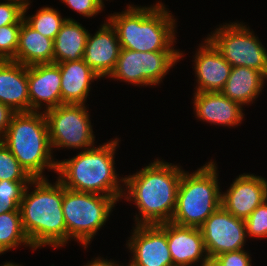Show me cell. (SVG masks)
Returning a JSON list of instances; mask_svg holds the SVG:
<instances>
[{
  "label": "cell",
  "mask_w": 267,
  "mask_h": 266,
  "mask_svg": "<svg viewBox=\"0 0 267 266\" xmlns=\"http://www.w3.org/2000/svg\"><path fill=\"white\" fill-rule=\"evenodd\" d=\"M22 23L0 27V60H14Z\"/></svg>",
  "instance_id": "obj_27"
},
{
  "label": "cell",
  "mask_w": 267,
  "mask_h": 266,
  "mask_svg": "<svg viewBox=\"0 0 267 266\" xmlns=\"http://www.w3.org/2000/svg\"><path fill=\"white\" fill-rule=\"evenodd\" d=\"M200 229L208 256L242 250L247 241L245 221L222 206L205 220Z\"/></svg>",
  "instance_id": "obj_11"
},
{
  "label": "cell",
  "mask_w": 267,
  "mask_h": 266,
  "mask_svg": "<svg viewBox=\"0 0 267 266\" xmlns=\"http://www.w3.org/2000/svg\"><path fill=\"white\" fill-rule=\"evenodd\" d=\"M116 200L111 196L74 191L63 186L62 211L67 228V243L77 240L87 248L105 225Z\"/></svg>",
  "instance_id": "obj_7"
},
{
  "label": "cell",
  "mask_w": 267,
  "mask_h": 266,
  "mask_svg": "<svg viewBox=\"0 0 267 266\" xmlns=\"http://www.w3.org/2000/svg\"><path fill=\"white\" fill-rule=\"evenodd\" d=\"M32 181L11 151L0 140V181Z\"/></svg>",
  "instance_id": "obj_26"
},
{
  "label": "cell",
  "mask_w": 267,
  "mask_h": 266,
  "mask_svg": "<svg viewBox=\"0 0 267 266\" xmlns=\"http://www.w3.org/2000/svg\"><path fill=\"white\" fill-rule=\"evenodd\" d=\"M221 194V206L240 219L249 215L267 200V180L262 176L243 173Z\"/></svg>",
  "instance_id": "obj_13"
},
{
  "label": "cell",
  "mask_w": 267,
  "mask_h": 266,
  "mask_svg": "<svg viewBox=\"0 0 267 266\" xmlns=\"http://www.w3.org/2000/svg\"><path fill=\"white\" fill-rule=\"evenodd\" d=\"M60 68L62 104H86L91 83L101 77L84 61L55 63Z\"/></svg>",
  "instance_id": "obj_20"
},
{
  "label": "cell",
  "mask_w": 267,
  "mask_h": 266,
  "mask_svg": "<svg viewBox=\"0 0 267 266\" xmlns=\"http://www.w3.org/2000/svg\"><path fill=\"white\" fill-rule=\"evenodd\" d=\"M31 181H0V199L2 201H21L27 185Z\"/></svg>",
  "instance_id": "obj_31"
},
{
  "label": "cell",
  "mask_w": 267,
  "mask_h": 266,
  "mask_svg": "<svg viewBox=\"0 0 267 266\" xmlns=\"http://www.w3.org/2000/svg\"><path fill=\"white\" fill-rule=\"evenodd\" d=\"M15 113L9 106L0 102V140L5 136Z\"/></svg>",
  "instance_id": "obj_33"
},
{
  "label": "cell",
  "mask_w": 267,
  "mask_h": 266,
  "mask_svg": "<svg viewBox=\"0 0 267 266\" xmlns=\"http://www.w3.org/2000/svg\"><path fill=\"white\" fill-rule=\"evenodd\" d=\"M245 221L246 234L255 239L267 238V200L259 205Z\"/></svg>",
  "instance_id": "obj_28"
},
{
  "label": "cell",
  "mask_w": 267,
  "mask_h": 266,
  "mask_svg": "<svg viewBox=\"0 0 267 266\" xmlns=\"http://www.w3.org/2000/svg\"><path fill=\"white\" fill-rule=\"evenodd\" d=\"M21 201H2L0 199V214L5 212L16 211L19 209Z\"/></svg>",
  "instance_id": "obj_34"
},
{
  "label": "cell",
  "mask_w": 267,
  "mask_h": 266,
  "mask_svg": "<svg viewBox=\"0 0 267 266\" xmlns=\"http://www.w3.org/2000/svg\"><path fill=\"white\" fill-rule=\"evenodd\" d=\"M89 31L76 20H66L53 43V63L83 59Z\"/></svg>",
  "instance_id": "obj_23"
},
{
  "label": "cell",
  "mask_w": 267,
  "mask_h": 266,
  "mask_svg": "<svg viewBox=\"0 0 267 266\" xmlns=\"http://www.w3.org/2000/svg\"><path fill=\"white\" fill-rule=\"evenodd\" d=\"M24 7L22 4L6 0L0 2V27L24 21Z\"/></svg>",
  "instance_id": "obj_29"
},
{
  "label": "cell",
  "mask_w": 267,
  "mask_h": 266,
  "mask_svg": "<svg viewBox=\"0 0 267 266\" xmlns=\"http://www.w3.org/2000/svg\"><path fill=\"white\" fill-rule=\"evenodd\" d=\"M100 256L96 257L94 260L88 261V263L84 266H122V265H119L117 263V261L115 262L114 260H108L107 258L104 259V258H99Z\"/></svg>",
  "instance_id": "obj_35"
},
{
  "label": "cell",
  "mask_w": 267,
  "mask_h": 266,
  "mask_svg": "<svg viewBox=\"0 0 267 266\" xmlns=\"http://www.w3.org/2000/svg\"><path fill=\"white\" fill-rule=\"evenodd\" d=\"M196 117L213 125L234 127L242 124L243 107L221 92H194Z\"/></svg>",
  "instance_id": "obj_18"
},
{
  "label": "cell",
  "mask_w": 267,
  "mask_h": 266,
  "mask_svg": "<svg viewBox=\"0 0 267 266\" xmlns=\"http://www.w3.org/2000/svg\"><path fill=\"white\" fill-rule=\"evenodd\" d=\"M12 1H16L20 4H22L23 6H27L29 3H32L30 0H12Z\"/></svg>",
  "instance_id": "obj_37"
},
{
  "label": "cell",
  "mask_w": 267,
  "mask_h": 266,
  "mask_svg": "<svg viewBox=\"0 0 267 266\" xmlns=\"http://www.w3.org/2000/svg\"><path fill=\"white\" fill-rule=\"evenodd\" d=\"M182 166L155 159L133 175L124 177L122 197L138 208L135 225L170 222L176 209ZM127 192V193H126Z\"/></svg>",
  "instance_id": "obj_1"
},
{
  "label": "cell",
  "mask_w": 267,
  "mask_h": 266,
  "mask_svg": "<svg viewBox=\"0 0 267 266\" xmlns=\"http://www.w3.org/2000/svg\"><path fill=\"white\" fill-rule=\"evenodd\" d=\"M125 11L110 14L107 20L115 28L121 48L141 51H179L176 42V18L159 2L147 6L128 5Z\"/></svg>",
  "instance_id": "obj_3"
},
{
  "label": "cell",
  "mask_w": 267,
  "mask_h": 266,
  "mask_svg": "<svg viewBox=\"0 0 267 266\" xmlns=\"http://www.w3.org/2000/svg\"><path fill=\"white\" fill-rule=\"evenodd\" d=\"M127 241L132 266H174L167 234L157 225H134ZM132 259V260H131Z\"/></svg>",
  "instance_id": "obj_12"
},
{
  "label": "cell",
  "mask_w": 267,
  "mask_h": 266,
  "mask_svg": "<svg viewBox=\"0 0 267 266\" xmlns=\"http://www.w3.org/2000/svg\"><path fill=\"white\" fill-rule=\"evenodd\" d=\"M1 141L33 179L46 178V168L57 172L44 112L15 113Z\"/></svg>",
  "instance_id": "obj_5"
},
{
  "label": "cell",
  "mask_w": 267,
  "mask_h": 266,
  "mask_svg": "<svg viewBox=\"0 0 267 266\" xmlns=\"http://www.w3.org/2000/svg\"><path fill=\"white\" fill-rule=\"evenodd\" d=\"M166 234L174 266H194L208 258L200 228L181 226L173 222L157 224Z\"/></svg>",
  "instance_id": "obj_14"
},
{
  "label": "cell",
  "mask_w": 267,
  "mask_h": 266,
  "mask_svg": "<svg viewBox=\"0 0 267 266\" xmlns=\"http://www.w3.org/2000/svg\"><path fill=\"white\" fill-rule=\"evenodd\" d=\"M225 266H252V260L249 252L246 250H238L224 252L216 256Z\"/></svg>",
  "instance_id": "obj_32"
},
{
  "label": "cell",
  "mask_w": 267,
  "mask_h": 266,
  "mask_svg": "<svg viewBox=\"0 0 267 266\" xmlns=\"http://www.w3.org/2000/svg\"><path fill=\"white\" fill-rule=\"evenodd\" d=\"M265 79L267 81V77L256 69L232 67L230 76L220 92L241 106L250 105L262 92Z\"/></svg>",
  "instance_id": "obj_21"
},
{
  "label": "cell",
  "mask_w": 267,
  "mask_h": 266,
  "mask_svg": "<svg viewBox=\"0 0 267 266\" xmlns=\"http://www.w3.org/2000/svg\"><path fill=\"white\" fill-rule=\"evenodd\" d=\"M203 266H225L217 257L208 256Z\"/></svg>",
  "instance_id": "obj_36"
},
{
  "label": "cell",
  "mask_w": 267,
  "mask_h": 266,
  "mask_svg": "<svg viewBox=\"0 0 267 266\" xmlns=\"http://www.w3.org/2000/svg\"><path fill=\"white\" fill-rule=\"evenodd\" d=\"M194 59L197 77L194 92H220L230 76L232 66L207 38L197 49Z\"/></svg>",
  "instance_id": "obj_17"
},
{
  "label": "cell",
  "mask_w": 267,
  "mask_h": 266,
  "mask_svg": "<svg viewBox=\"0 0 267 266\" xmlns=\"http://www.w3.org/2000/svg\"><path fill=\"white\" fill-rule=\"evenodd\" d=\"M217 169V163L211 160L193 173L183 170L171 222L200 228L221 206Z\"/></svg>",
  "instance_id": "obj_6"
},
{
  "label": "cell",
  "mask_w": 267,
  "mask_h": 266,
  "mask_svg": "<svg viewBox=\"0 0 267 266\" xmlns=\"http://www.w3.org/2000/svg\"><path fill=\"white\" fill-rule=\"evenodd\" d=\"M182 51L141 52L121 48L114 70L107 78L134 86H154L183 57Z\"/></svg>",
  "instance_id": "obj_10"
},
{
  "label": "cell",
  "mask_w": 267,
  "mask_h": 266,
  "mask_svg": "<svg viewBox=\"0 0 267 266\" xmlns=\"http://www.w3.org/2000/svg\"><path fill=\"white\" fill-rule=\"evenodd\" d=\"M61 2L68 5L73 11L88 18L97 15L104 9L103 0H61Z\"/></svg>",
  "instance_id": "obj_30"
},
{
  "label": "cell",
  "mask_w": 267,
  "mask_h": 266,
  "mask_svg": "<svg viewBox=\"0 0 267 266\" xmlns=\"http://www.w3.org/2000/svg\"><path fill=\"white\" fill-rule=\"evenodd\" d=\"M28 89L30 111L45 112L62 105L59 66L55 63L28 66Z\"/></svg>",
  "instance_id": "obj_15"
},
{
  "label": "cell",
  "mask_w": 267,
  "mask_h": 266,
  "mask_svg": "<svg viewBox=\"0 0 267 266\" xmlns=\"http://www.w3.org/2000/svg\"><path fill=\"white\" fill-rule=\"evenodd\" d=\"M86 104H62L44 112L51 149H90L94 147L90 115Z\"/></svg>",
  "instance_id": "obj_9"
},
{
  "label": "cell",
  "mask_w": 267,
  "mask_h": 266,
  "mask_svg": "<svg viewBox=\"0 0 267 266\" xmlns=\"http://www.w3.org/2000/svg\"><path fill=\"white\" fill-rule=\"evenodd\" d=\"M122 266H124L123 263H122ZM125 266H132V265L130 263H128V265H125Z\"/></svg>",
  "instance_id": "obj_39"
},
{
  "label": "cell",
  "mask_w": 267,
  "mask_h": 266,
  "mask_svg": "<svg viewBox=\"0 0 267 266\" xmlns=\"http://www.w3.org/2000/svg\"><path fill=\"white\" fill-rule=\"evenodd\" d=\"M118 143L119 138H114L99 147L82 150L71 159L57 161V179L65 188L111 196L118 202L124 191V178L120 179L115 170Z\"/></svg>",
  "instance_id": "obj_4"
},
{
  "label": "cell",
  "mask_w": 267,
  "mask_h": 266,
  "mask_svg": "<svg viewBox=\"0 0 267 266\" xmlns=\"http://www.w3.org/2000/svg\"><path fill=\"white\" fill-rule=\"evenodd\" d=\"M53 43V39L43 36L23 21L13 61L27 67L37 64H51L53 63Z\"/></svg>",
  "instance_id": "obj_22"
},
{
  "label": "cell",
  "mask_w": 267,
  "mask_h": 266,
  "mask_svg": "<svg viewBox=\"0 0 267 266\" xmlns=\"http://www.w3.org/2000/svg\"><path fill=\"white\" fill-rule=\"evenodd\" d=\"M56 180L52 184L47 178L33 179L19 205L24 232L35 251L45 245L59 248L67 244L62 211L63 185ZM32 185L34 190L29 192Z\"/></svg>",
  "instance_id": "obj_2"
},
{
  "label": "cell",
  "mask_w": 267,
  "mask_h": 266,
  "mask_svg": "<svg viewBox=\"0 0 267 266\" xmlns=\"http://www.w3.org/2000/svg\"><path fill=\"white\" fill-rule=\"evenodd\" d=\"M206 38L232 67H250L267 77V50L245 23L221 24Z\"/></svg>",
  "instance_id": "obj_8"
},
{
  "label": "cell",
  "mask_w": 267,
  "mask_h": 266,
  "mask_svg": "<svg viewBox=\"0 0 267 266\" xmlns=\"http://www.w3.org/2000/svg\"><path fill=\"white\" fill-rule=\"evenodd\" d=\"M30 3L24 7V21L35 31L50 39H55L62 25L66 20H74L73 18H63L60 12L51 6L39 8L35 15L26 16Z\"/></svg>",
  "instance_id": "obj_25"
},
{
  "label": "cell",
  "mask_w": 267,
  "mask_h": 266,
  "mask_svg": "<svg viewBox=\"0 0 267 266\" xmlns=\"http://www.w3.org/2000/svg\"><path fill=\"white\" fill-rule=\"evenodd\" d=\"M0 102L16 113L30 112L27 66L0 60Z\"/></svg>",
  "instance_id": "obj_19"
},
{
  "label": "cell",
  "mask_w": 267,
  "mask_h": 266,
  "mask_svg": "<svg viewBox=\"0 0 267 266\" xmlns=\"http://www.w3.org/2000/svg\"><path fill=\"white\" fill-rule=\"evenodd\" d=\"M21 244L33 249L22 226L20 209L0 214V255Z\"/></svg>",
  "instance_id": "obj_24"
},
{
  "label": "cell",
  "mask_w": 267,
  "mask_h": 266,
  "mask_svg": "<svg viewBox=\"0 0 267 266\" xmlns=\"http://www.w3.org/2000/svg\"><path fill=\"white\" fill-rule=\"evenodd\" d=\"M105 21L94 35L89 32L83 55L85 63L101 78L114 70L121 51L115 28Z\"/></svg>",
  "instance_id": "obj_16"
},
{
  "label": "cell",
  "mask_w": 267,
  "mask_h": 266,
  "mask_svg": "<svg viewBox=\"0 0 267 266\" xmlns=\"http://www.w3.org/2000/svg\"><path fill=\"white\" fill-rule=\"evenodd\" d=\"M1 266H21V265H19V264H16V263H13V262H11V261H9V262H5L3 265H1Z\"/></svg>",
  "instance_id": "obj_38"
}]
</instances>
